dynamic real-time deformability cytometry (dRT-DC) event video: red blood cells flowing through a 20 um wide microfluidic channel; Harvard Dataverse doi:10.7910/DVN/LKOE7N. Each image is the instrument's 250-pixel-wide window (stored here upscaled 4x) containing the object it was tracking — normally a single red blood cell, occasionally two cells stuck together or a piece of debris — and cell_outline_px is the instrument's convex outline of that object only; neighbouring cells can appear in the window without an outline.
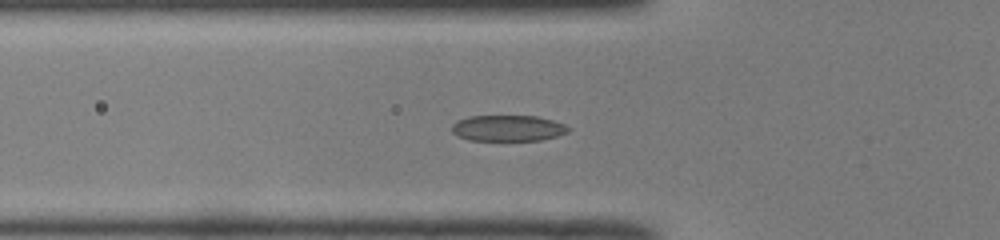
{"species": "common noctule bat (a hibernating species)", "species_latin": "Nyctalus noctula", "temperature_condition": "room temperature", "stored_images_in_passage": 40, "camera_frame_rate_fps": 3000, "um_per_image_px": 0.085, "animal": {"sex": "male", "body_mass_g": 19.0, "forearm_length_mm": 50.8}, "frame": {"image": 1, "passage_image": 11, "time_ms": 3.333, "image_size_px": [1000, 240], "cell_outline_px": [[572, 128], [568, 132], [556, 136], [540, 140], [468, 140], [456, 136], [452, 132], [452, 124], [456, 120], [468, 116], [536, 116], [552, 120], [564, 124]], "centroid_in_image_um": [43.14, 10.89], "position_along_channel_um": 82.7, "area_um2": 17.74}}
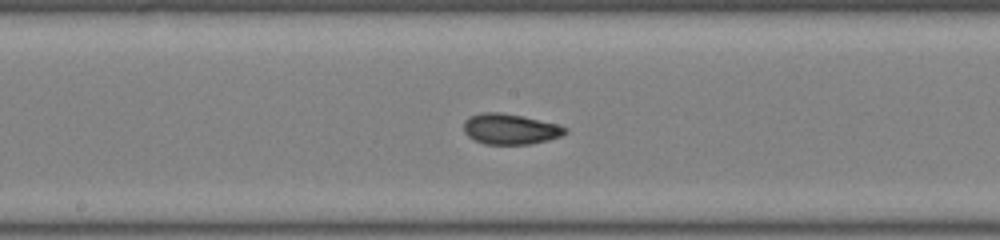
{"frame": {"image": 2, "passage_image": 20, "time_ms": 6.333, "image_size_px": [1000, 240], "cell_outline_px": [[568, 132], [560, 136], [548, 140], [532, 144], [484, 144], [468, 136], [464, 132], [464, 120], [468, 116], [480, 112], [500, 112], [524, 116], [556, 124], [568, 128]], "centroid_in_image_um": [43.35, 10.96], "position_along_channel_um": 204.8, "area_um2": 18.21}}
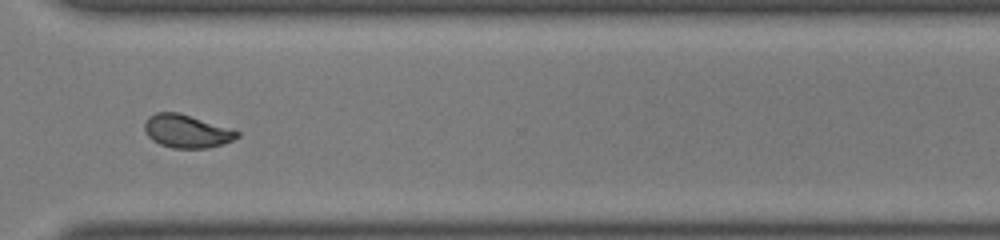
{"frame": {"image": 3, "passage_image": 31, "time_ms": 10.0, "image_size_px": [1000, 240], "cell_outline_px": [[240, 136], [224, 144], [208, 148], [172, 148], [160, 144], [152, 140], [144, 132], [144, 124], [148, 116], [156, 112], [180, 112], [240, 132]], "centroid_in_image_um": [15.84, 11.15], "position_along_channel_um": 354.8, "area_um2": 17.92}}